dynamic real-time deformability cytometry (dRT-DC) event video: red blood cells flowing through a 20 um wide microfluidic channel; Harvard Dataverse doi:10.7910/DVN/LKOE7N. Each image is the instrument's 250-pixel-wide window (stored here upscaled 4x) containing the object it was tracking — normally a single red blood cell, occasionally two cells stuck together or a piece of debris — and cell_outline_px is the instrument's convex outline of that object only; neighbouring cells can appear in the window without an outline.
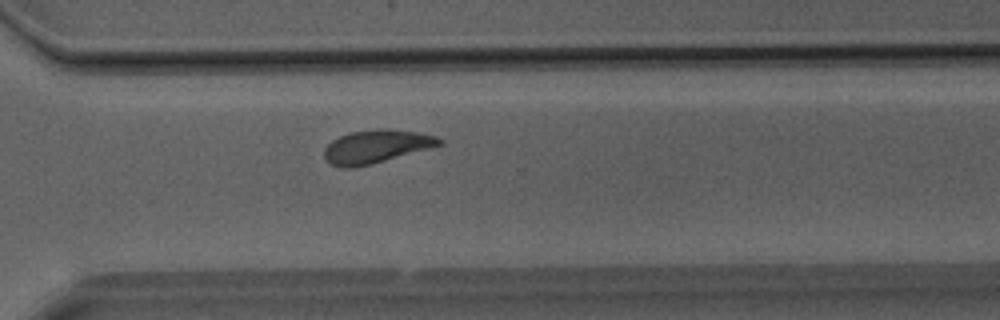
{"species": "Egyptian fruit bat (a non-hibernating species)", "species_latin": "Rousettus aegyptiacus", "temperature_condition": "room temperature", "stored_images_in_passage": 23, "camera_frame_rate_fps": 3000, "um_per_image_px": 0.085, "animal": {"sex": "male"}, "frame": {"image": 1, "passage_image": 17, "time_ms": 5.333, "image_size_px": [1000, 320], "cell_outline_px": [[444, 144], [372, 164], [352, 168], [344, 168], [328, 164], [324, 156], [324, 148], [332, 140], [340, 136], [352, 132], [380, 128], [388, 128], [416, 132], [436, 136], [444, 140]], "centroid_in_image_um": [31.97, 12.46], "position_along_channel_um": 338.6, "area_um2": 22.37}}